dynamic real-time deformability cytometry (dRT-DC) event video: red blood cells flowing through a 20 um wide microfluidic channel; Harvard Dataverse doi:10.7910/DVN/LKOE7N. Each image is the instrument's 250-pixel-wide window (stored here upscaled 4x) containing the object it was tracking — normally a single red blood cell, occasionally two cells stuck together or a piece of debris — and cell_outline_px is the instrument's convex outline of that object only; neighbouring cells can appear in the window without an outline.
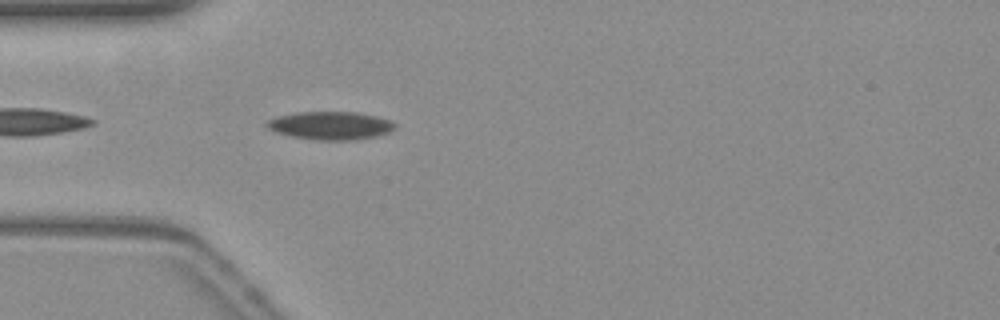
{"species": "common noctule bat (a hibernating species)", "species_latin": "Nyctalus noctula", "temperature_condition": "warm", "stored_images_in_passage": 41, "camera_frame_rate_fps": 3000, "um_per_image_px": 0.085, "animal": {"sex": "female", "body_mass_g": 19.3, "forearm_length_mm": 54.1}, "frame": {"image": 1, "passage_image": 2, "time_ms": 0.333, "image_size_px": [1000, 320], "cell_outline_px": [[396, 128], [380, 136], [356, 140], [316, 140], [292, 136], [276, 132], [268, 128], [268, 120], [280, 116], [300, 112], [356, 112], [376, 116], [392, 120], [396, 124]], "centroid_in_image_um": [28.18, 10.68], "position_along_channel_um": 56.8, "area_um2": 20.92}}
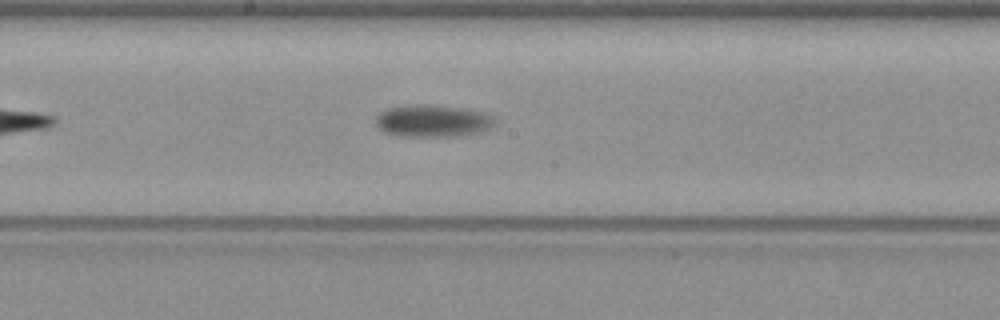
{"frame": {"image": 2, "passage_image": 15, "time_ms": 4.667, "image_size_px": [1000, 320], "cell_outline_px": [[492, 124], [488, 128], [480, 132], [460, 136], [400, 136], [384, 132], [376, 124], [376, 116], [380, 112], [388, 108], [412, 104], [424, 104], [460, 108], [480, 112], [488, 116], [492, 120]], "centroid_in_image_um": [36.68, 10.28], "position_along_channel_um": 211.5, "area_um2": 21.85}}
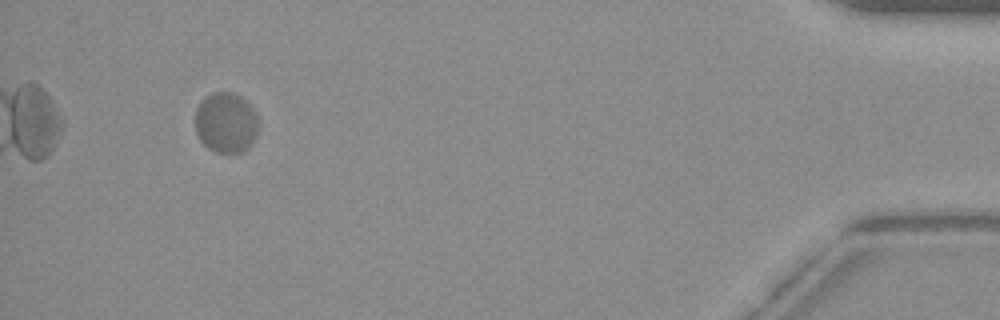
{"frame": {"image": 3, "passage_image": 38, "time_ms": 12.333, "image_size_px": [1000, 320], "cell_outline_px": [[256, 136], [252, 144], [244, 152], [216, 152], [208, 148], [200, 140], [196, 132], [196, 108], [200, 100], [204, 96], [212, 92], [236, 92], [256, 112]], "centroid_in_image_um": [19.18, 10.41], "position_along_channel_um": 416.0, "area_um2": 22.31}}